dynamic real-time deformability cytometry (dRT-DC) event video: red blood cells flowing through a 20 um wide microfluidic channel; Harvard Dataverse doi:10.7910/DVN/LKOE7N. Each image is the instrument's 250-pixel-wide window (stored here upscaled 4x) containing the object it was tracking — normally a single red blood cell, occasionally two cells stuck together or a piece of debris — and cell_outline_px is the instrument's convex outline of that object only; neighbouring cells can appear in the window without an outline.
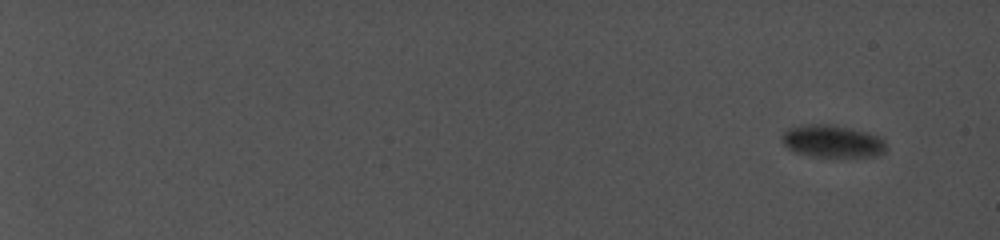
{"species": "common noctule bat (a hibernating species)", "species_latin": "Nyctalus noctula", "temperature_condition": "cold", "stored_images_in_passage": 75, "camera_frame_rate_fps": 5000, "um_per_image_px": 0.085, "animal": {"sex": "female", "body_mass_g": 19.0, "forearm_length_mm": 56.7}, "frame": {"image": 1, "passage_image": 9, "time_ms": 2.0, "image_size_px": [1000, 240], "cell_outline_px": [[876, 144], [872, 148], [828, 152], [824, 152], [796, 148], [788, 140], [788, 136], [792, 132], [808, 128], [832, 128], [848, 132], [872, 140]], "centroid_in_image_um": [70.42, 11.92], "position_along_channel_um": 14.6, "area_um2": 11.16}}
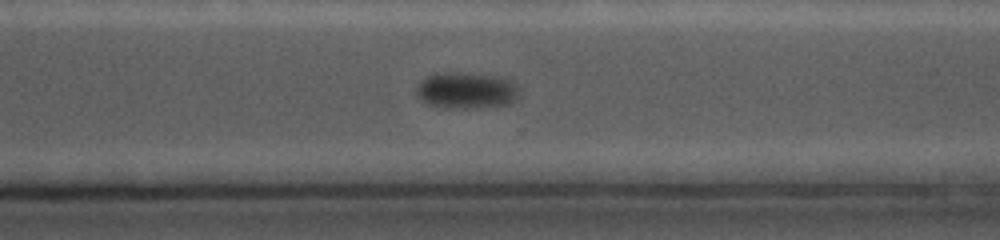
{"frame": {"image": 2, "passage_image": 67, "time_ms": 18.2, "image_size_px": [1000, 240], "cell_outline_px": [[516, 92], [512, 100], [508, 104], [480, 108], [448, 108], [428, 104], [416, 92], [416, 88], [428, 76], [444, 72], [448, 72], [496, 76], [508, 80], [516, 84]], "centroid_in_image_um": [39.62, 7.7], "position_along_channel_um": 331.0, "area_um2": 21.04}}
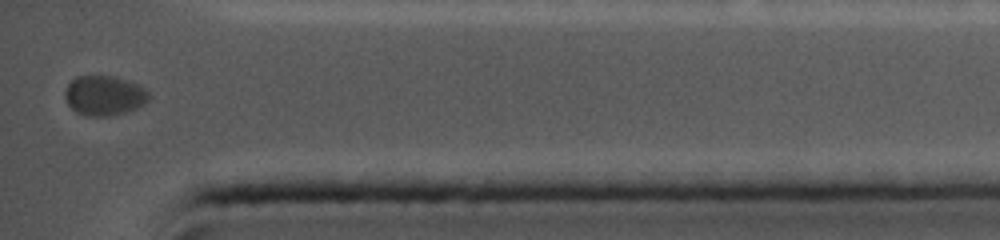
{"frame": {"image": 3, "passage_image": 75, "time_ms": 20.8, "image_size_px": [1000, 240], "cell_outline_px": [[148, 100], [144, 104], [136, 108], [124, 112], [108, 116], [88, 116], [76, 112], [68, 104], [64, 96], [64, 92], [68, 84], [76, 76], [112, 76], [136, 84], [144, 88], [148, 92]], "centroid_in_image_um": [8.82, 8.12], "position_along_channel_um": 426.4, "area_um2": 19.19}}